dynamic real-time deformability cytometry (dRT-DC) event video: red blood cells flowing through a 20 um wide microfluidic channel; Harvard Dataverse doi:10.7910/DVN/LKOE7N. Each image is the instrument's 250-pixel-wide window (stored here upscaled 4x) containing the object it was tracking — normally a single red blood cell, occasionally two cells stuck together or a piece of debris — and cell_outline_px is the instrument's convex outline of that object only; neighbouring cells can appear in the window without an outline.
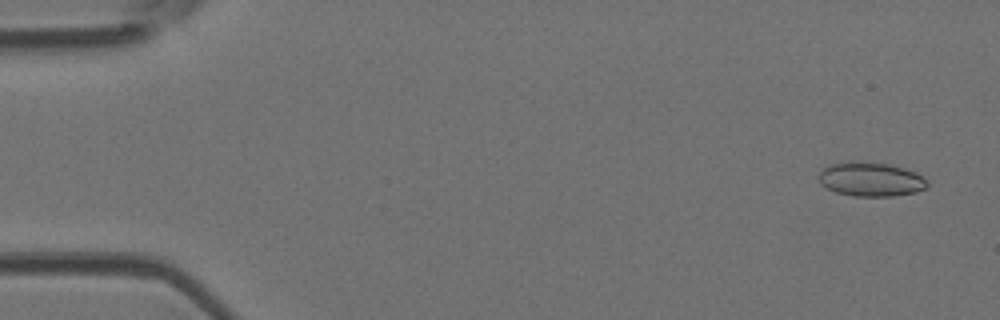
{"species": "Egyptian fruit bat (a non-hibernating species)", "species_latin": "Rousettus aegyptiacus", "temperature_condition": "room temperature", "stored_images_in_passage": 4, "camera_frame_rate_fps": 3000, "um_per_image_px": 0.085, "animal": {"sex": "female"}, "frame": {"image": 1, "passage_image": 1, "time_ms": 0.0, "image_size_px": [1000, 320], "cell_outline_px": [[928, 184], [924, 188], [916, 192], [892, 196], [852, 196], [836, 192], [820, 184], [820, 172], [824, 168], [832, 164], [848, 160], [852, 160], [892, 164], [916, 172], [928, 180]], "centroid_in_image_um": [74.03, 15.22], "position_along_channel_um": 11.0, "area_um2": 21.73}}
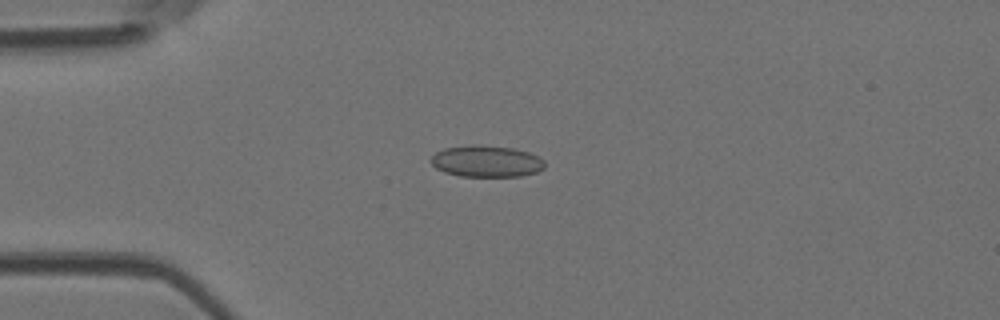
{"frame": {"image": 2, "passage_image": 4, "time_ms": 1.0, "image_size_px": [1000, 320], "cell_outline_px": [[544, 168], [536, 172], [520, 176], [460, 176], [444, 172], [436, 168], [428, 160], [436, 152], [444, 148], [472, 144], [512, 148], [528, 152], [540, 156], [544, 160]], "centroid_in_image_um": [41.33, 13.7], "position_along_channel_um": 43.7, "area_um2": 20.98}}